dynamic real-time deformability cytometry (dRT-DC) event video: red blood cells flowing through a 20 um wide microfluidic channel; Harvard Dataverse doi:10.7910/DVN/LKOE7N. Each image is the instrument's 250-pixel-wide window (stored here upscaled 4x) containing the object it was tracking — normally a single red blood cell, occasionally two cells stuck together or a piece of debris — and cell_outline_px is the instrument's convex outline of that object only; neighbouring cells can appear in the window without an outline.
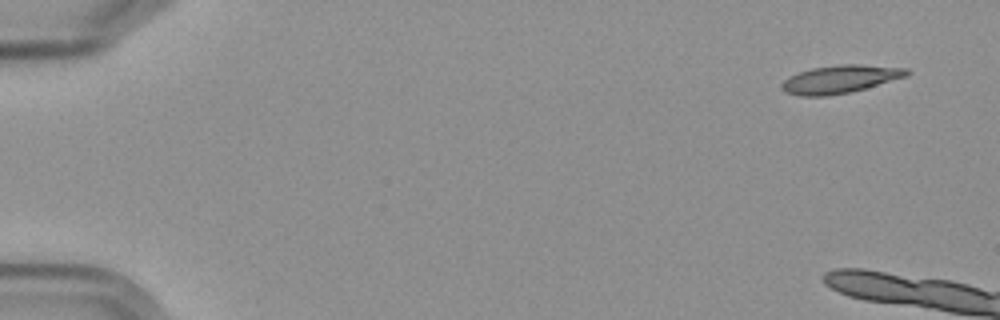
{"species": "Egyptian fruit bat (a non-hibernating species)", "species_latin": "Rousettus aegyptiacus", "temperature_condition": "cold", "stored_images_in_passage": 3, "camera_frame_rate_fps": 3000, "um_per_image_px": 0.085, "frame": {"image": 1, "passage_image": 1, "time_ms": 0.0, "image_size_px": [1000, 320], "cell_outline_px": [[912, 72], [908, 76], [864, 88], [848, 92], [828, 96], [800, 96], [784, 92], [780, 88], [780, 84], [788, 76], [812, 68], [840, 64], [860, 64], [908, 68]], "centroid_in_image_um": [71.4, 6.72], "position_along_channel_um": 13.6, "area_um2": 20.46}}